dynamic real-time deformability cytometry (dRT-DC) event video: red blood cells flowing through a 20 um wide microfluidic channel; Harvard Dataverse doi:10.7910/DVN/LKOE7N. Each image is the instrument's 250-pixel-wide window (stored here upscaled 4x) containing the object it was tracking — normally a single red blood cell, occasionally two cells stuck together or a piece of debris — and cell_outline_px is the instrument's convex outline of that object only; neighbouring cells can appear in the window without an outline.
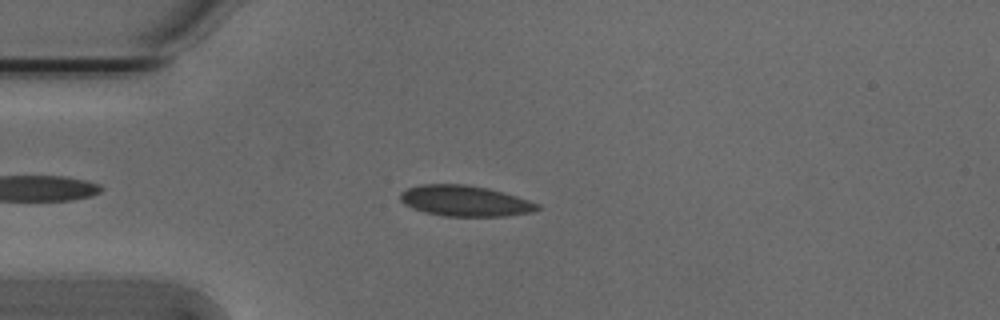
{"species": "Egyptian fruit bat (a non-hibernating species)", "species_latin": "Rousettus aegyptiacus", "temperature_condition": "cold", "stored_images_in_passage": 24, "camera_frame_rate_fps": 3000, "um_per_image_px": 0.085, "animal": {"sex": "male"}, "frame": {"image": 1, "passage_image": 6, "time_ms": 1.667, "image_size_px": [1000, 320], "cell_outline_px": [[540, 208], [532, 212], [508, 216], [444, 216], [424, 212], [412, 208], [404, 204], [400, 200], [400, 192], [408, 188], [420, 184], [464, 184], [488, 188], [516, 196], [540, 204]], "centroid_in_image_um": [39.5, 17.08], "position_along_channel_um": 45.5, "area_um2": 24.62}}
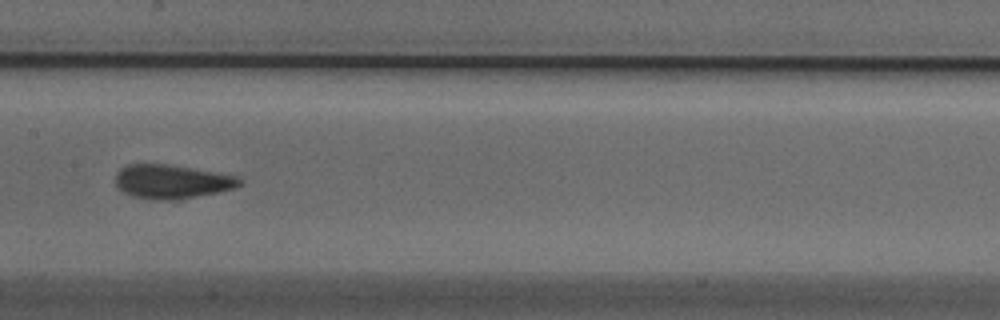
{"frame": {"image": 2, "passage_image": 19, "time_ms": 6.0, "image_size_px": [1000, 320], "cell_outline_px": [[244, 184], [236, 188], [176, 200], [152, 200], [132, 196], [124, 192], [116, 184], [116, 172], [120, 168], [128, 164], [164, 164], [216, 172], [240, 176], [244, 180]], "centroid_in_image_um": [14.64, 15.44], "position_along_channel_um": 192.8, "area_um2": 24.62}}
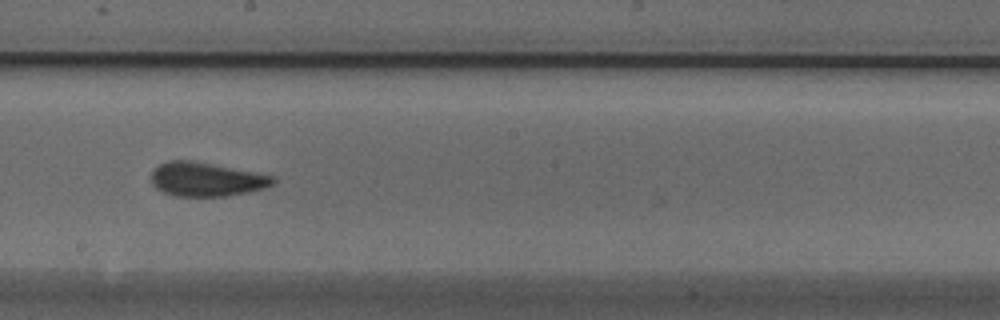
{"frame": {"image": 3, "passage_image": 22, "time_ms": 7.0, "image_size_px": [1000, 320], "cell_outline_px": [[276, 184], [264, 188], [248, 192], [228, 196], [176, 196], [164, 192], [156, 188], [152, 184], [152, 168], [168, 160], [192, 160], [272, 176], [276, 180]], "centroid_in_image_um": [17.51, 15.24], "position_along_channel_um": 230.7, "area_um2": 23.99}}